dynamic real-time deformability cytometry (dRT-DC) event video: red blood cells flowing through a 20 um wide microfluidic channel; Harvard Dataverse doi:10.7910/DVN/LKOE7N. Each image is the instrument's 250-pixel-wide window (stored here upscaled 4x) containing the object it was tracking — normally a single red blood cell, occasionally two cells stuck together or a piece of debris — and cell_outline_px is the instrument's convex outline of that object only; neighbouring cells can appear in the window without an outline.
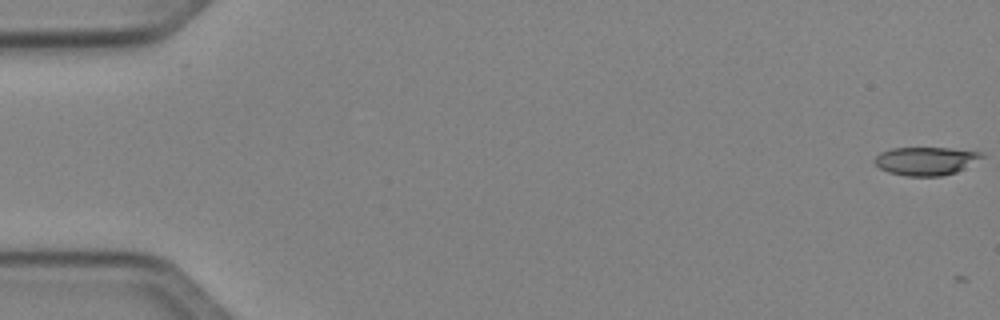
{"species": "Egyptian fruit bat (a non-hibernating species)", "species_latin": "Rousettus aegyptiacus", "temperature_condition": "cold", "stored_images_in_passage": 6, "camera_frame_rate_fps": 3000, "um_per_image_px": 0.085, "animal": {"sex": "female"}, "frame": {"image": 1, "passage_image": 1, "time_ms": 0.0, "image_size_px": [1000, 320], "cell_outline_px": [[984, 156], [964, 168], [956, 172], [940, 176], [904, 176], [888, 172], [880, 168], [872, 160], [880, 152], [892, 148], [952, 148], [984, 152]], "centroid_in_image_um": [78.68, 13.68], "position_along_channel_um": 6.3, "area_um2": 17.69}}